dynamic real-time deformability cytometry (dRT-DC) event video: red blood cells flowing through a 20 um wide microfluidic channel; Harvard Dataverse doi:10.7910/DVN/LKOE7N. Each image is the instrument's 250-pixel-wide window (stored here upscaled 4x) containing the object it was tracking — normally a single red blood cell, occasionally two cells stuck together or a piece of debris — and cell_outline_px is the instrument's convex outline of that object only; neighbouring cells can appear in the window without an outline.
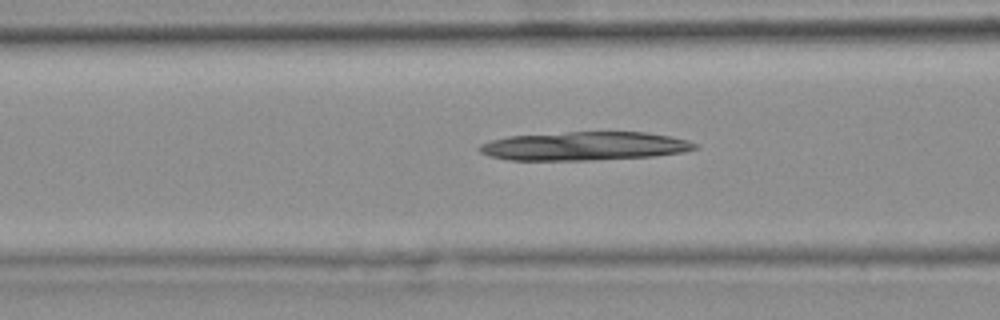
{"species": "common noctule bat (a hibernating species)", "species_latin": "Nyctalus noctula", "temperature_condition": "warm", "stored_images_in_passage": 38, "segment_of_instrument_passage": [1, 2], "camera_frame_rate_fps": 3000, "um_per_image_px": 0.085, "animal": {"sex": "female", "body_mass_g": 25.1}, "frame": {"image": 1, "passage_image": 16, "time_ms": 5.0, "image_size_px": [1000, 320], "cell_outline_px": [[700, 144], [696, 148], [684, 152], [652, 156], [592, 160], [508, 160], [488, 156], [480, 152], [476, 148], [480, 144], [492, 140], [508, 136], [568, 132], [648, 132], [688, 140]], "centroid_in_image_um": [49.66, 12.42], "position_along_channel_um": 116.9, "area_um2": 36.01}}
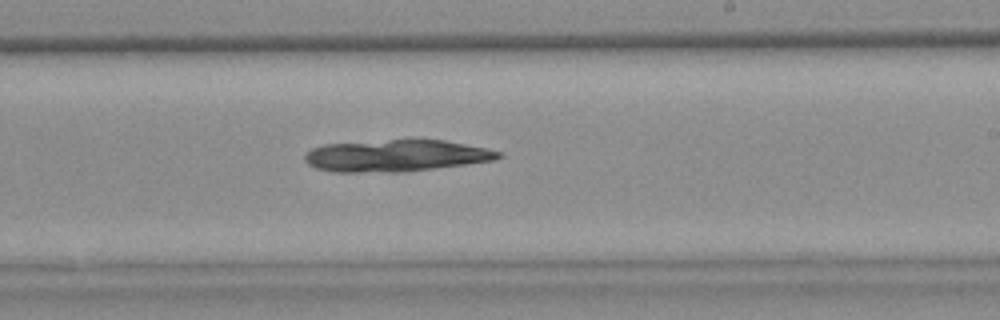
{"frame": {"image": 2, "passage_image": 27, "time_ms": 8.667, "image_size_px": [1000, 320], "cell_outline_px": [[504, 156], [492, 160], [464, 164], [404, 172], [336, 172], [316, 168], [308, 164], [304, 160], [304, 152], [312, 148], [324, 144], [416, 136], [444, 140], [484, 148], [500, 152]], "centroid_in_image_um": [33.6, 13.19], "position_along_channel_um": 255.4, "area_um2": 36.93}}